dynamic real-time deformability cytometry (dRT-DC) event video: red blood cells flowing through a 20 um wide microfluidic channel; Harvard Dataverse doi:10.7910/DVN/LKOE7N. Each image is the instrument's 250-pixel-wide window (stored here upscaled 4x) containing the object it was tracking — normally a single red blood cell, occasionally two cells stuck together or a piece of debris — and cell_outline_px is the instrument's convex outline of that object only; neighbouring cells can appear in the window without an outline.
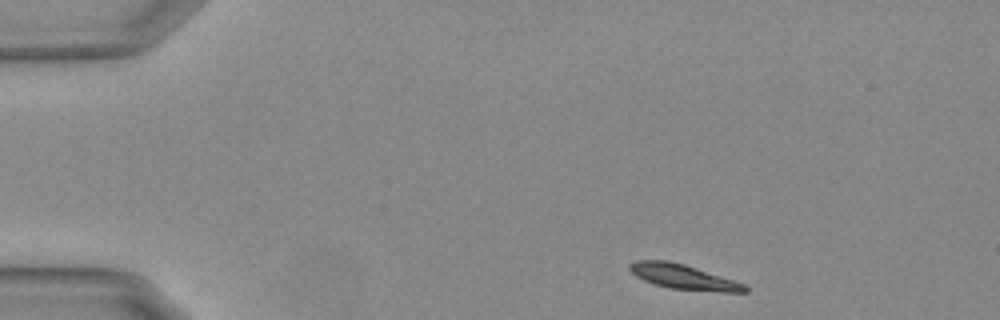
{"species": "Egyptian fruit bat (a non-hibernating species)", "species_latin": "Rousettus aegyptiacus", "temperature_condition": "warm", "stored_images_in_passage": 48, "camera_frame_rate_fps": 3000, "um_per_image_px": 0.085, "animal": {"sex": "female"}, "frame": {"image": 1, "passage_image": 1, "time_ms": 0.0, "image_size_px": [1000, 320], "cell_outline_px": [[748, 292], [720, 292], [668, 288], [644, 280], [636, 276], [628, 268], [628, 264], [636, 260], [668, 260], [684, 264], [744, 284], [748, 288]], "centroid_in_image_um": [58.05, 23.53], "position_along_channel_um": 26.9, "area_um2": 16.47}}
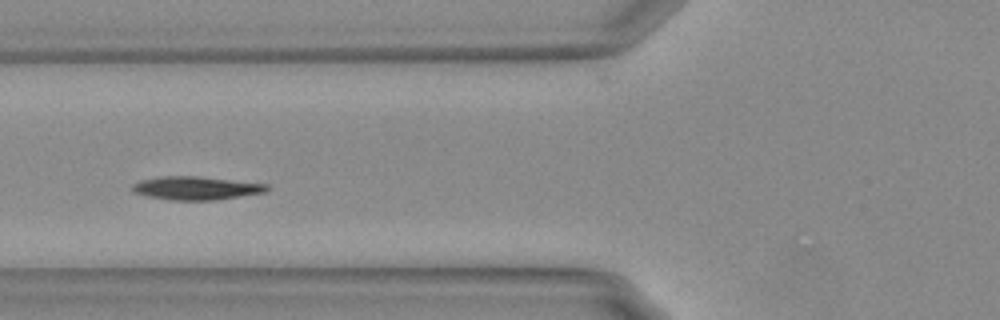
{"frame": {"image": 2, "passage_image": 14, "time_ms": 4.333, "image_size_px": [1000, 320], "cell_outline_px": [[272, 188], [264, 192], [240, 196], [212, 200], [168, 200], [148, 196], [132, 192], [132, 184], [140, 180], [160, 176], [200, 176], [268, 184]], "centroid_in_image_um": [16.65, 15.98], "position_along_channel_um": 109.1, "area_um2": 18.38}}
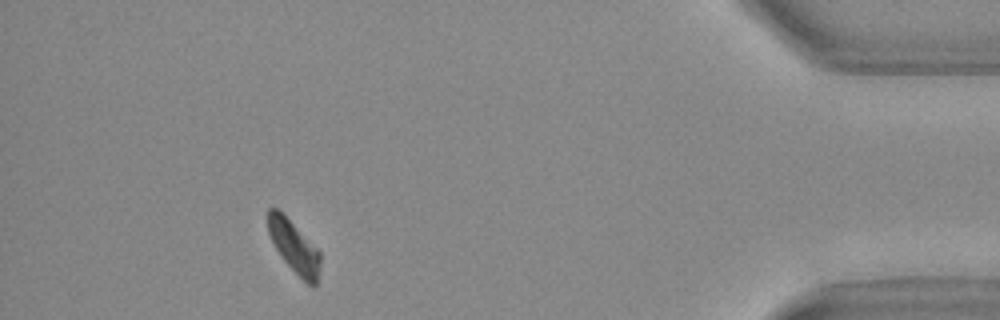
{"frame": {"image": 3, "passage_image": 43, "time_ms": 14.0, "image_size_px": [1000, 320], "cell_outline_px": [[320, 268], [316, 284], [308, 284], [280, 256], [268, 232], [268, 208], [276, 208], [320, 252]], "centroid_in_image_um": [24.99, 20.99], "position_along_channel_um": 410.2, "area_um2": 15.03}, "authors_computed_cell_mechanics": {"area_um2": 17.7735, "velocity_mm_per_s": 3.6826, "shape_relaxation_time_tau1_ms": 2.8345, "shape_relaxation_time_tau2_ms": null, "deformation_change_tau1": 0.1091, "deformation_change_tau2": null}}